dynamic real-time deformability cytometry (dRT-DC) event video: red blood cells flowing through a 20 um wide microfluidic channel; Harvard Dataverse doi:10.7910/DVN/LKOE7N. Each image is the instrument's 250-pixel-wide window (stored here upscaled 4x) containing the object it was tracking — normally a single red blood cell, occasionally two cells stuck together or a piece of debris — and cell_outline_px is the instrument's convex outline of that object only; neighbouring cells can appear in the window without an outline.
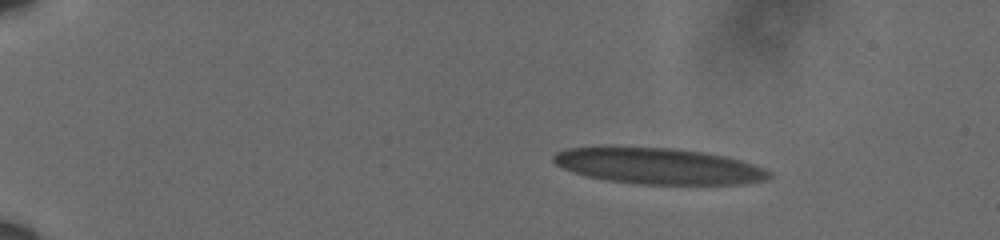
{"species": "human", "species_latin": "Homo sapiens", "temperature_condition": "cold", "stored_images_in_passage": 52, "camera_frame_rate_fps": 3000, "um_per_image_px": 0.085, "donor": {"sex": "male"}, "frame": {"image": 1, "passage_image": 1, "time_ms": 0.0, "image_size_px": [1000, 240], "cell_outline_px": [[772, 176], [768, 180], [740, 184], [636, 184], [608, 180], [588, 176], [564, 168], [556, 164], [552, 160], [552, 156], [556, 152], [568, 148], [668, 148], [704, 152], [728, 156], [764, 168], [772, 172]], "centroid_in_image_um": [56.05, 14.13], "position_along_channel_um": 28.9, "area_um2": 44.8}}
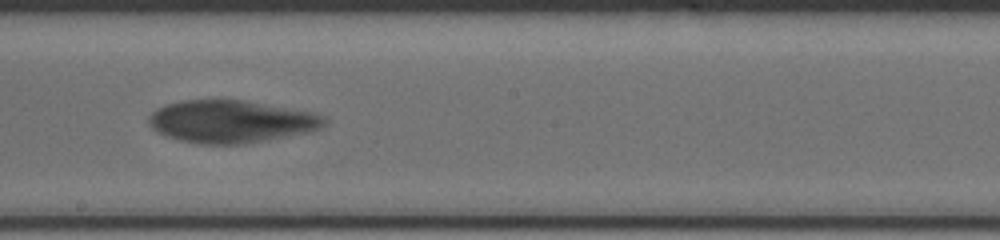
{"frame": {"image": 2, "passage_image": 28, "time_ms": 9.0, "image_size_px": [1000, 240], "cell_outline_px": [[328, 120], [320, 128], [308, 132], [244, 144], [200, 144], [180, 140], [164, 136], [152, 128], [148, 124], [148, 116], [156, 108], [168, 104], [184, 100], [244, 100], [308, 112], [324, 116]], "centroid_in_image_um": [19.58, 10.34], "position_along_channel_um": 228.6, "area_um2": 43.18}}
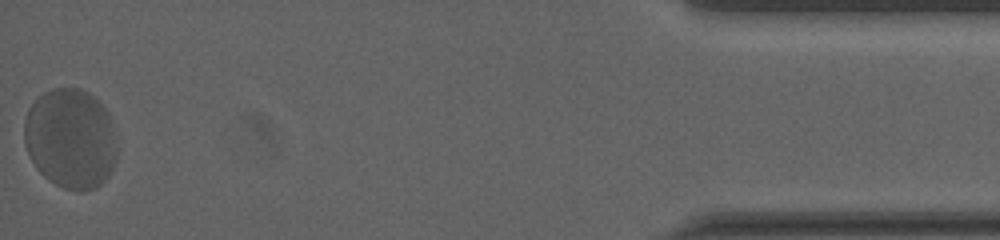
{"frame": {"image": 3, "passage_image": 52, "time_ms": 17.0, "image_size_px": [1000, 240], "cell_outline_px": [[116, 160], [108, 176], [96, 188], [84, 192], [76, 192], [64, 188], [48, 180], [36, 168], [24, 144], [24, 120], [28, 108], [44, 92], [52, 88], [80, 88], [88, 92], [108, 112], [112, 120], [116, 148]], "centroid_in_image_um": [5.99, 11.8], "position_along_channel_um": 429.2, "area_um2": 54.39}, "authors_computed_cell_mechanics": {"area_um2": 47.0781, "velocity_mm_per_s": 3.4185, "shape_relaxation_time_tau1_ms": 9.4657, "shape_relaxation_time_tau2_ms": null, "deformation_change_tau1": 0.3054, "deformation_change_tau2": null}}